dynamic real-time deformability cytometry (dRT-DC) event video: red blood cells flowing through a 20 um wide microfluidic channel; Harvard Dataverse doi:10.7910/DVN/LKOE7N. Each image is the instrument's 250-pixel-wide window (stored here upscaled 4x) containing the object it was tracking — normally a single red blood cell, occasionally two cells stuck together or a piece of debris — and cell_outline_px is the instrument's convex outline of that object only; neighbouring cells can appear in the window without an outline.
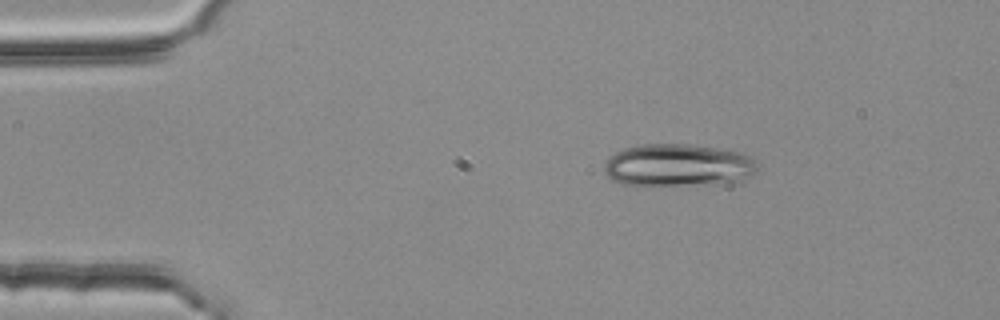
{"species": "common noctule bat (a hibernating species)", "species_latin": "Nyctalus noctula", "temperature_condition": "room temperature", "stored_images_in_passage": 3, "segment_of_instrument_passage": [1, 2], "camera_frame_rate_fps": 3000, "um_per_image_px": 0.085, "animal": {"sex": "female", "body_mass_g": 25.1}, "frame": {"image": 1, "passage_image": 1, "time_ms": 0.0, "image_size_px": [1000, 320], "cell_outline_px": [[756, 172], [752, 176], [728, 184], [624, 184], [612, 180], [604, 172], [604, 164], [616, 152], [624, 148], [640, 144], [692, 144], [740, 152], [756, 160]], "centroid_in_image_um": [57.67, 14.03], "position_along_channel_um": 27.3, "area_um2": 37.74}}